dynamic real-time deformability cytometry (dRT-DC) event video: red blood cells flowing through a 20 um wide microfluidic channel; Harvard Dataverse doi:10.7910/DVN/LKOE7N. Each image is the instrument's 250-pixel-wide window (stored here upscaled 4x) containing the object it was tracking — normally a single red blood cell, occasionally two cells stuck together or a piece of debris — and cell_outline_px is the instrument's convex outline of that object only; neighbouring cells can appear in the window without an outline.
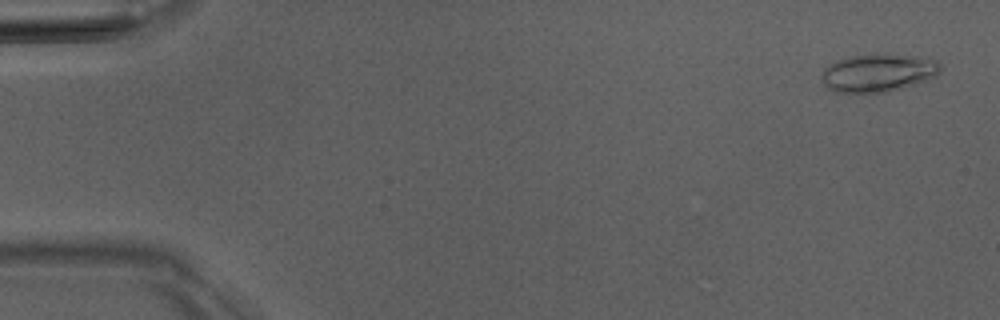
{"species": "Egyptian fruit bat (a non-hibernating species)", "species_latin": "Rousettus aegyptiacus", "temperature_condition": "room temperature", "stored_images_in_passage": 5, "camera_frame_rate_fps": 3000, "um_per_image_px": 0.085, "animal": {"sex": "male"}, "frame": {"image": 1, "passage_image": 1, "time_ms": 0.0, "image_size_px": [1000, 320], "cell_outline_px": [[940, 72], [936, 76], [928, 80], [888, 92], [832, 92], [824, 84], [824, 68], [828, 64], [836, 60], [848, 56], [884, 52], [916, 56], [936, 60], [940, 64]], "centroid_in_image_um": [74.66, 6.16], "position_along_channel_um": 10.3, "area_um2": 26.59}}